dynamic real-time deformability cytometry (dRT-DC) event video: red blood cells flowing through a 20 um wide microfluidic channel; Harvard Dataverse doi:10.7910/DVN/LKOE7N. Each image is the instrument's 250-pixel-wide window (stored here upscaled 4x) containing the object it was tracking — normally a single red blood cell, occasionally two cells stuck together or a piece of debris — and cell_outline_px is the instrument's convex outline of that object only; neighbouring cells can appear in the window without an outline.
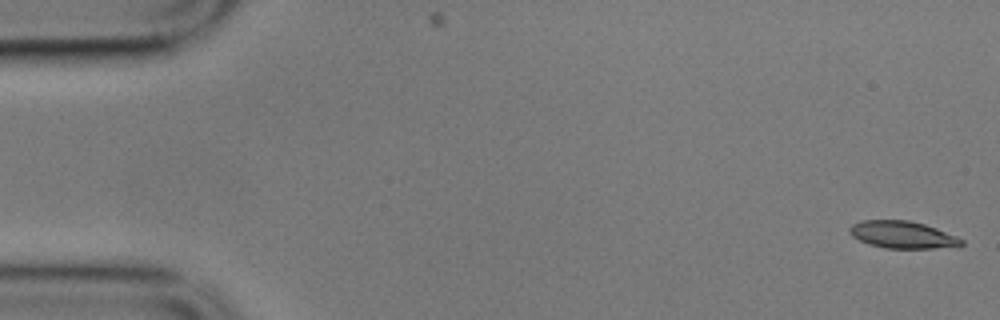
{"species": "common noctule bat (a hibernating species)", "species_latin": "Nyctalus noctula", "temperature_condition": "cold", "stored_images_in_passage": 57, "camera_frame_rate_fps": 3000, "um_per_image_px": 0.085, "animal": {"sex": "male", "body_mass_g": 17.9}, "frame": {"image": 1, "passage_image": 1, "time_ms": 0.0, "image_size_px": [1000, 320], "cell_outline_px": [[964, 244], [960, 248], [884, 248], [868, 244], [852, 236], [848, 232], [848, 228], [852, 224], [860, 220], [908, 220], [924, 224], [936, 228], [956, 236], [964, 240]], "centroid_in_image_um": [76.74, 19.96], "position_along_channel_um": 8.3, "area_um2": 18.03}}
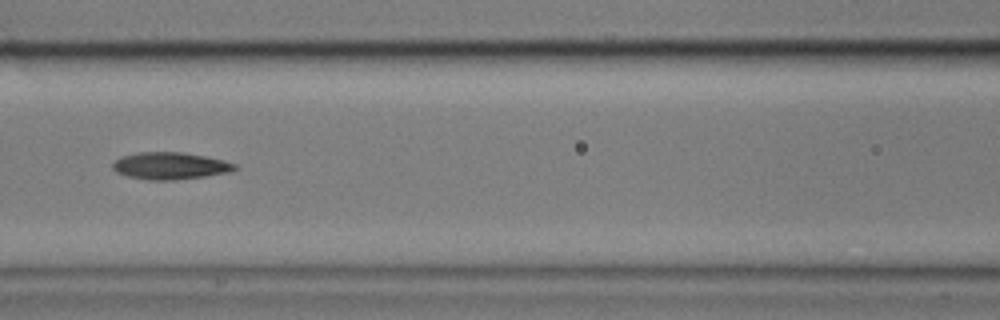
{"frame": {"image": 2, "passage_image": 25, "time_ms": 8.0, "image_size_px": [1000, 320], "cell_outline_px": [[240, 168], [232, 172], [176, 180], [148, 180], [128, 176], [116, 172], [112, 168], [112, 164], [120, 156], [136, 152], [184, 152], [224, 160], [236, 164]], "centroid_in_image_um": [14.48, 14.09], "position_along_channel_um": 152.1, "area_um2": 19.48}}
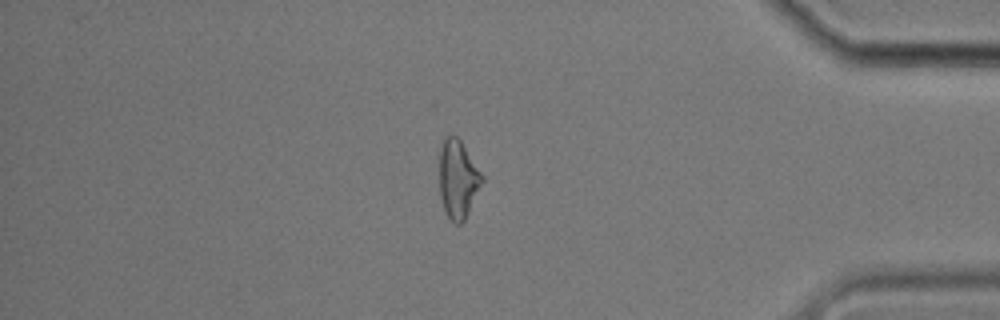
{"frame": {"image": 3, "passage_image": 49, "time_ms": 16.0, "image_size_px": [1000, 320], "cell_outline_px": [[484, 180], [464, 220], [460, 224], [456, 224], [444, 212], [440, 196], [440, 144], [444, 136], [456, 136], [460, 140], [484, 176]], "centroid_in_image_um": [38.92, 15.21], "position_along_channel_um": 396.3, "area_um2": 19.36}, "authors_computed_cell_mechanics": {"area_um2": 18.8428, "velocity_mm_per_s": 3.4694, "shape_relaxation_time_tau1_ms": 5.3565, "shape_relaxation_time_tau2_ms": 6.4135, "deformation_change_tau1": 0.1443, "deformation_change_tau2": 0.15}}